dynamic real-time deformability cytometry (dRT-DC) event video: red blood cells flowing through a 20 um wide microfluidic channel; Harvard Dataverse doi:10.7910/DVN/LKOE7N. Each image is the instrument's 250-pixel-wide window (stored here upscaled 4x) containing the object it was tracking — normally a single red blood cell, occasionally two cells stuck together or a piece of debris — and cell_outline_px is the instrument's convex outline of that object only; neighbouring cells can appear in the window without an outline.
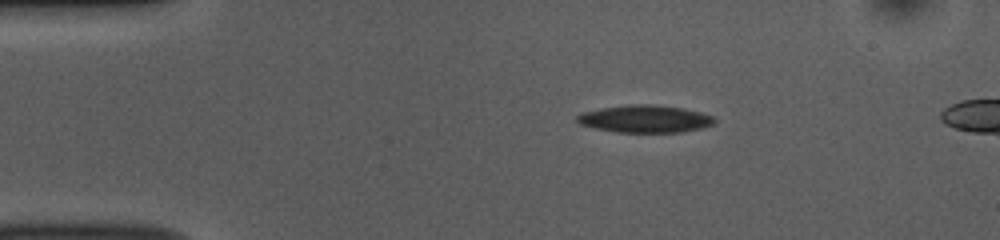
{"species": "common noctule bat (a hibernating species)", "species_latin": "Nyctalus noctula", "temperature_condition": "room temperature", "stored_images_in_passage": 43, "camera_frame_rate_fps": 3000, "um_per_image_px": 0.085, "animal": {"sex": "female", "body_mass_g": 10.0, "forearm_length_mm": 53.1}, "frame": {"image": 1, "passage_image": 1, "time_ms": 0.0, "image_size_px": [1000, 240], "cell_outline_px": [[716, 120], [712, 124], [700, 128], [680, 132], [620, 132], [596, 128], [580, 124], [576, 120], [576, 116], [584, 112], [604, 108], [632, 104], [652, 104], [680, 108], [700, 112], [712, 116]], "centroid_in_image_um": [54.83, 10.1], "position_along_channel_um": 30.2, "area_um2": 21.5}}
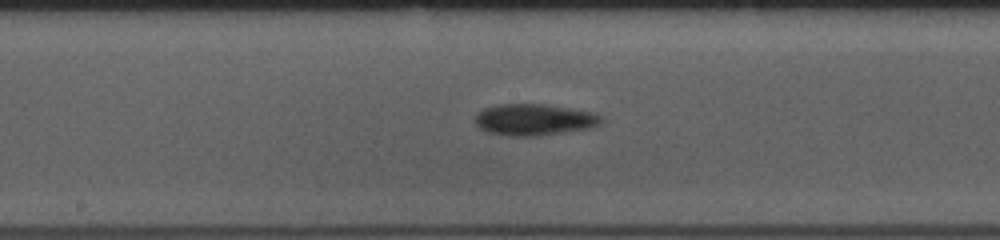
{"frame": {"image": 2, "passage_image": 19, "time_ms": 6.0, "image_size_px": [1000, 240], "cell_outline_px": [[604, 120], [588, 128], [540, 136], [508, 136], [488, 132], [480, 128], [476, 124], [476, 112], [484, 108], [496, 104], [544, 104], [592, 112], [600, 116]], "centroid_in_image_um": [45.34, 10.17], "position_along_channel_um": 202.9, "area_um2": 23.0}}
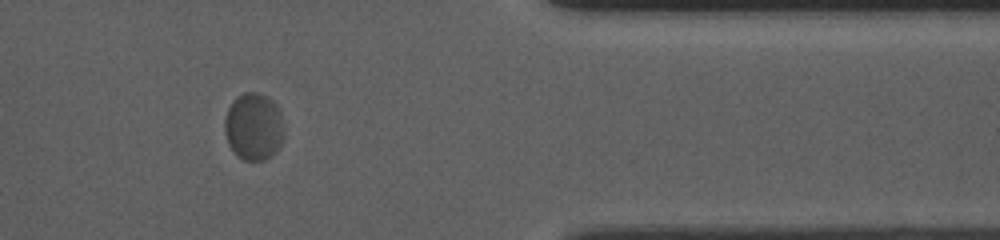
{"frame": {"image": 3, "passage_image": 36, "time_ms": 11.667, "image_size_px": [1000, 240], "cell_outline_px": [[284, 136], [276, 152], [272, 156], [264, 160], [244, 160], [236, 156], [228, 144], [224, 132], [224, 120], [228, 108], [232, 100], [236, 96], [244, 92], [256, 92], [272, 100], [276, 104], [280, 112]], "centroid_in_image_um": [21.54, 10.77], "position_along_channel_um": 389.9, "area_um2": 23.52}}